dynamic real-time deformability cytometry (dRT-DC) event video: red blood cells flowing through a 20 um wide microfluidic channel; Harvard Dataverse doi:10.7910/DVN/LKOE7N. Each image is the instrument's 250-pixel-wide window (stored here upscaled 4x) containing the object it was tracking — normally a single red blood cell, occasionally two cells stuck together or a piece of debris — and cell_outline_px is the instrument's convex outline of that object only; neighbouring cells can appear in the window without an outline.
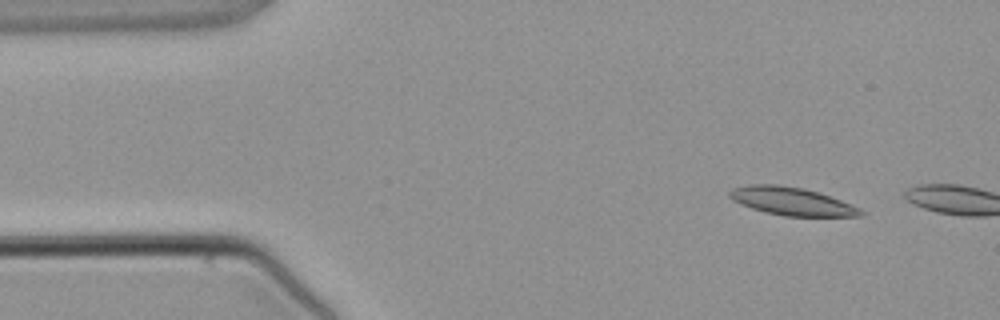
{"species": "common noctule bat (a hibernating species)", "species_latin": "Nyctalus noctula", "temperature_condition": "warm", "stored_images_in_passage": 2, "camera_frame_rate_fps": 3000, "um_per_image_px": 0.085, "animal": {"sex": "male", "body_mass_g": 21.5, "forearm_length_mm": 52.0}, "frame": {"image": 1, "passage_image": 1, "time_ms": 0.0, "image_size_px": [1000, 320], "cell_outline_px": [[864, 212], [860, 216], [784, 216], [764, 212], [740, 204], [732, 200], [728, 196], [728, 192], [732, 188], [748, 184], [776, 184], [804, 188], [840, 200], [860, 208]], "centroid_in_image_um": [67.23, 17.1], "position_along_channel_um": 17.8, "area_um2": 21.33}}